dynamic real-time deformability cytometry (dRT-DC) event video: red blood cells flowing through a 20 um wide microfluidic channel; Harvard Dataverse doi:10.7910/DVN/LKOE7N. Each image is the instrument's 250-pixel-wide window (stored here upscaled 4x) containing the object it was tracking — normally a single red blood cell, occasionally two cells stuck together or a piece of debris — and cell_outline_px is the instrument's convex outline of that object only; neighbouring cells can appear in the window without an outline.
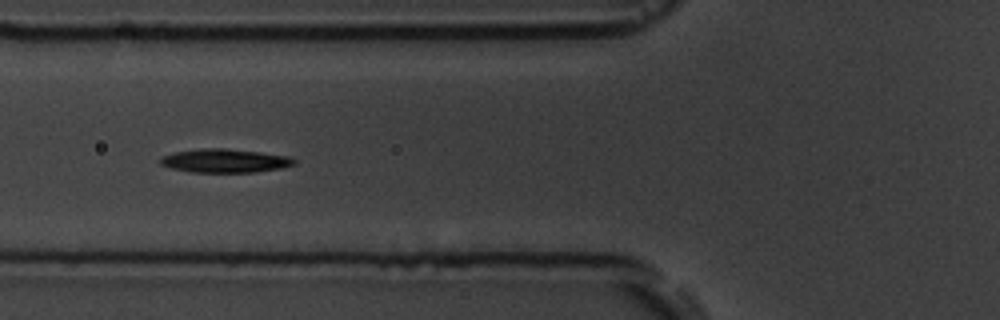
{"species": "common noctule bat (a hibernating species)", "species_latin": "Nyctalus noctula", "temperature_condition": "room temperature", "stored_images_in_passage": 9, "camera_frame_rate_fps": 3000, "um_per_image_px": 0.085, "animal": {"sex": "male", "body_mass_g": 19.5, "forearm_length_mm": 54.6}, "frame": {"image": 1, "passage_image": 7, "time_ms": 7.0, "image_size_px": [1000, 320], "cell_outline_px": [[296, 164], [280, 168], [256, 172], [192, 172], [172, 168], [160, 164], [160, 156], [176, 152], [204, 148], [224, 148], [260, 152], [288, 156], [296, 160]], "centroid_in_image_um": [19.12, 13.66], "position_along_channel_um": 106.7, "area_um2": 18.32}}
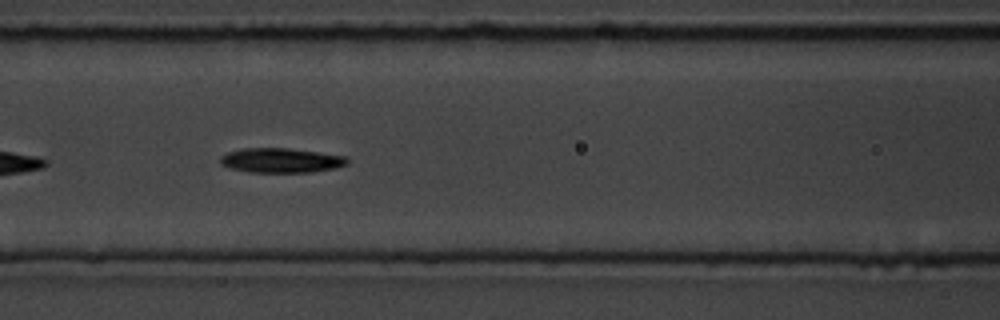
{"frame": {"image": 2, "passage_image": 8, "time_ms": 8.0, "image_size_px": [1000, 320], "cell_outline_px": [[348, 164], [336, 168], [312, 172], [248, 172], [228, 168], [220, 164], [220, 156], [228, 152], [244, 148], [288, 148], [344, 156], [348, 160]], "centroid_in_image_um": [23.85, 13.64], "position_along_channel_um": 142.8, "area_um2": 18.21}}
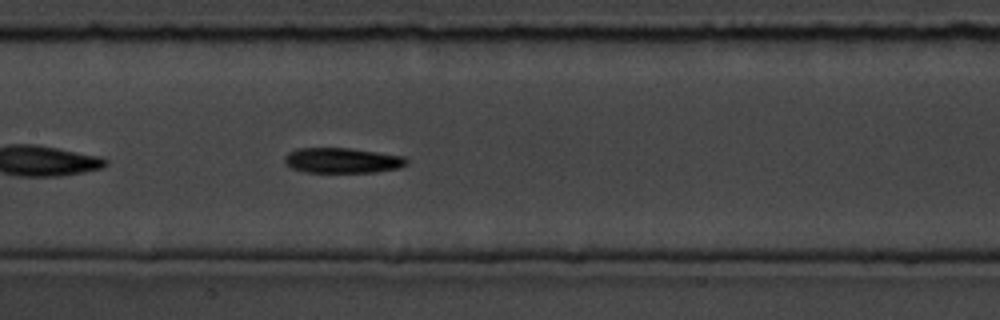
{"frame": {"image": 3, "passage_image": 9, "time_ms": 9.0, "image_size_px": [1000, 320], "cell_outline_px": [[408, 164], [400, 168], [376, 172], [304, 172], [292, 168], [284, 164], [284, 156], [288, 152], [296, 148], [348, 148], [404, 156], [408, 160]], "centroid_in_image_um": [29.07, 13.64], "position_along_channel_um": 178.3, "area_um2": 18.09}}